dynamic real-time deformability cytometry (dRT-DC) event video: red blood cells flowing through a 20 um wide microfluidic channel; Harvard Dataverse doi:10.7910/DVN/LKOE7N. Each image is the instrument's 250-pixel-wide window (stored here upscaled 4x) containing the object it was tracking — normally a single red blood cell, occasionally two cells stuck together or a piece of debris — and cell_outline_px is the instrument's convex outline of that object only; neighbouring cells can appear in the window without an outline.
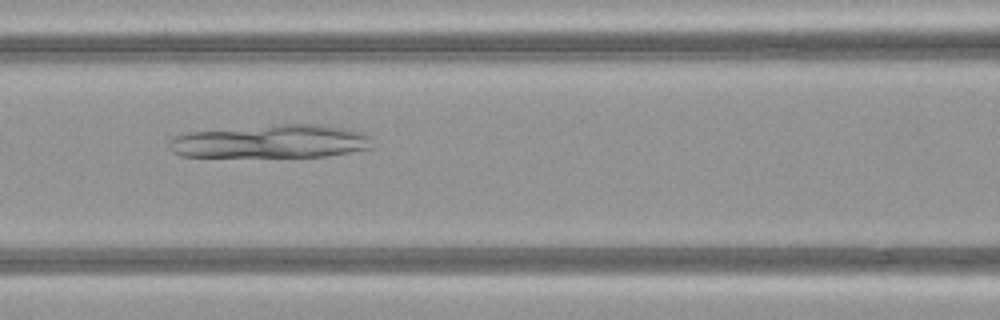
{"species": "common noctule bat (a hibernating species)", "species_latin": "Nyctalus noctula", "temperature_condition": "warm", "stored_images_in_passage": 40, "camera_frame_rate_fps": 3000, "um_per_image_px": 0.085, "animal": {"sex": "female", "body_mass_g": 21.9}, "frame": {"image": 1, "passage_image": 12, "time_ms": 3.667, "image_size_px": [1000, 320], "cell_outline_px": [[372, 148], [324, 156], [180, 156], [172, 152], [168, 144], [168, 140], [172, 136], [188, 132], [272, 124], [320, 124], [352, 128], [368, 136]], "centroid_in_image_um": [23.0, 12.0], "position_along_channel_um": 143.6, "area_um2": 39.54}}
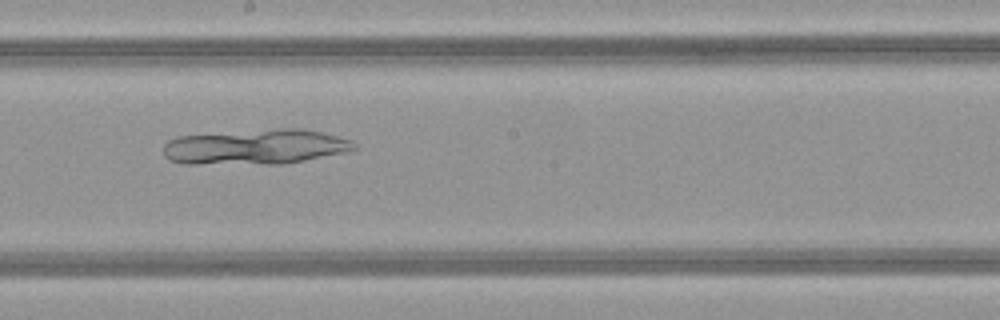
{"frame": {"image": 2, "passage_image": 18, "time_ms": 5.667, "image_size_px": [1000, 320], "cell_outline_px": [[356, 148], [348, 152], [284, 164], [184, 164], [168, 160], [164, 156], [164, 144], [168, 140], [176, 136], [284, 128], [296, 128], [320, 132], [352, 140], [356, 144]], "centroid_in_image_um": [21.7, 12.5], "position_along_channel_um": 226.5, "area_um2": 39.25}}
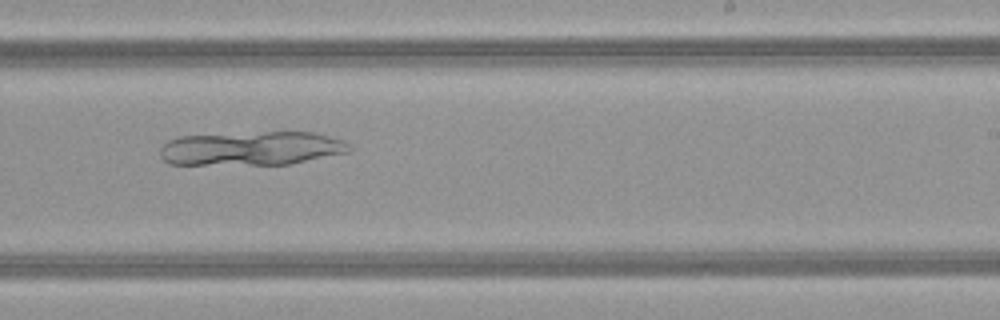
{"frame": {"image": 3, "passage_image": 21, "time_ms": 6.667, "image_size_px": [1000, 320], "cell_outline_px": [[352, 152], [292, 164], [168, 164], [160, 156], [160, 148], [168, 140], [180, 136], [264, 132], [316, 132], [344, 140], [352, 148]], "centroid_in_image_um": [21.45, 12.61], "position_along_channel_um": 267.6, "area_um2": 37.63}}